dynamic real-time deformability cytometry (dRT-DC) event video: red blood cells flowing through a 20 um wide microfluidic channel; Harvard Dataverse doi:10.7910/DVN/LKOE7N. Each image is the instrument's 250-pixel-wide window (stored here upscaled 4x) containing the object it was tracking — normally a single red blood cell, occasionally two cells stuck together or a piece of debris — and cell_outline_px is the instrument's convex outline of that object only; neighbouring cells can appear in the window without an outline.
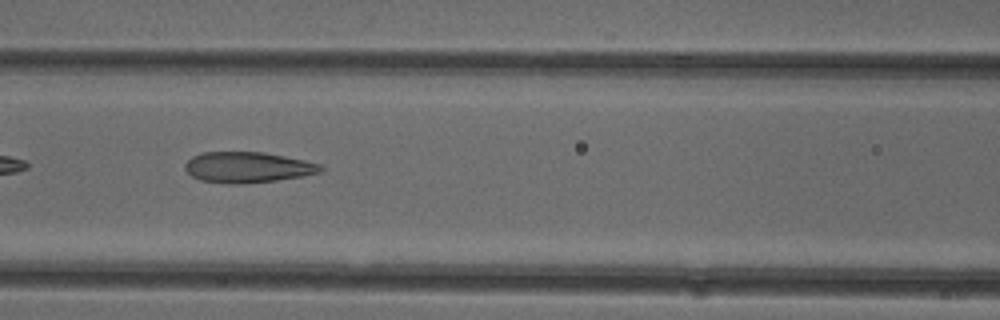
{"species": "common noctule bat (a hibernating species)", "species_latin": "Nyctalus noctula", "temperature_condition": "cold", "stored_images_in_passage": 34, "camera_frame_rate_fps": 3000, "um_per_image_px": 0.085, "animal": {"sex": "female"}, "frame": {"image": 1, "passage_image": 6, "time_ms": 1.667, "image_size_px": [1000, 320], "cell_outline_px": [[324, 168], [320, 172], [300, 176], [276, 180], [240, 184], [224, 184], [200, 180], [192, 176], [184, 168], [184, 164], [192, 156], [200, 152], [264, 152], [304, 160], [320, 164]], "centroid_in_image_um": [21.0, 14.22], "position_along_channel_um": 145.6, "area_um2": 24.28}}
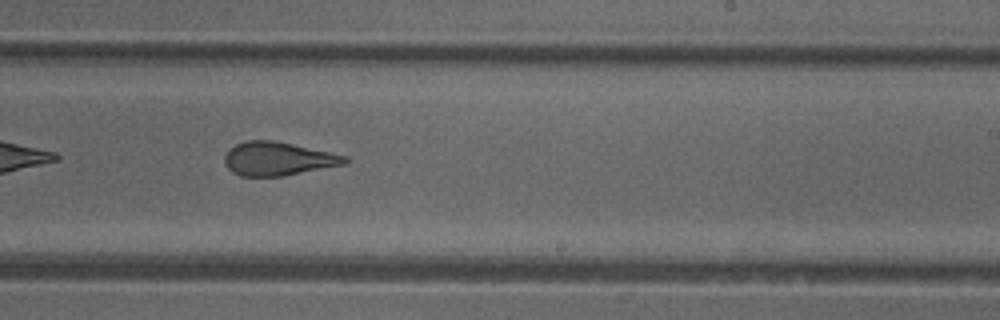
{"frame": {"image": 2, "passage_image": 15, "time_ms": 4.667, "image_size_px": [1000, 320], "cell_outline_px": [[348, 164], [280, 176], [240, 176], [232, 172], [224, 164], [224, 156], [228, 148], [236, 144], [248, 140], [272, 140], [292, 144], [348, 156]], "centroid_in_image_um": [23.6, 13.49], "position_along_channel_um": 265.4, "area_um2": 23.52}}